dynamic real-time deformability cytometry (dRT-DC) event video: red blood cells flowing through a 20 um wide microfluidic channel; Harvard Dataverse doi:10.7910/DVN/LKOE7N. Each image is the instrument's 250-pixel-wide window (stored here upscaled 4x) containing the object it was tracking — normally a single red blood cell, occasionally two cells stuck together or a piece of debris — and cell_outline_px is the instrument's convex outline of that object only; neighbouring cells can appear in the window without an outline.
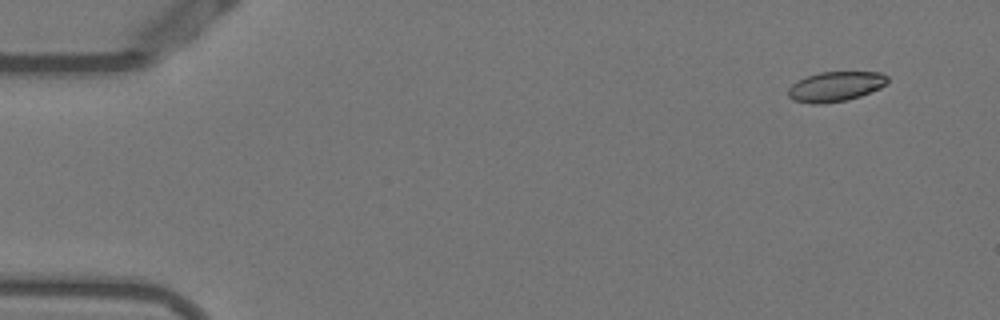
{"species": "Egyptian fruit bat (a non-hibernating species)", "species_latin": "Rousettus aegyptiacus", "temperature_condition": "warm", "stored_images_in_passage": 49, "camera_frame_rate_fps": 3000, "um_per_image_px": 0.085, "animal": {"sex": "female"}, "frame": {"image": 1, "passage_image": 1, "time_ms": 0.0, "image_size_px": [1000, 320], "cell_outline_px": [[888, 80], [880, 88], [860, 96], [848, 100], [820, 104], [812, 104], [792, 100], [788, 96], [788, 88], [792, 84], [808, 76], [820, 72], [880, 72], [888, 76]], "centroid_in_image_um": [71.01, 7.36], "position_along_channel_um": 14.0, "area_um2": 17.22}}
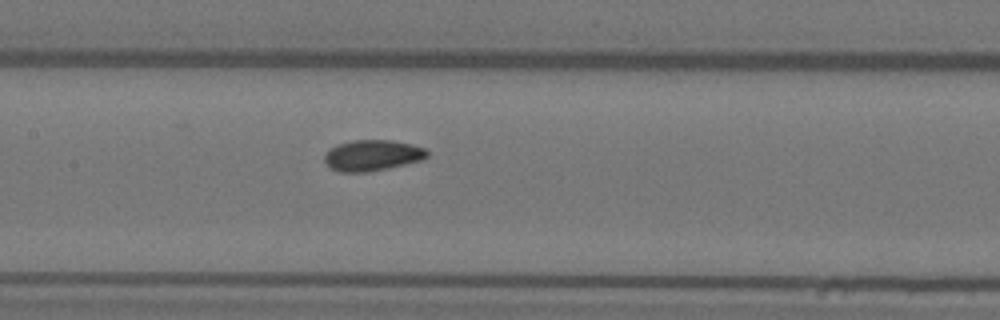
{"frame": {"image": 2, "passage_image": 23, "time_ms": 7.333, "image_size_px": [1000, 320], "cell_outline_px": [[428, 156], [420, 160], [404, 164], [364, 172], [340, 172], [332, 168], [324, 160], [324, 156], [332, 148], [340, 144], [352, 140], [392, 140], [412, 144], [424, 148], [428, 152]], "centroid_in_image_um": [31.66, 13.19], "position_along_channel_um": 175.7, "area_um2": 18.03}}
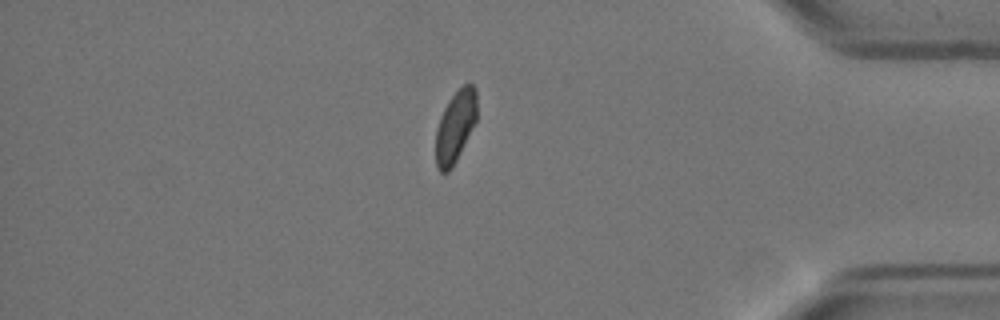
{"frame": {"image": 3, "passage_image": 43, "time_ms": 14.0, "image_size_px": [1000, 320], "cell_outline_px": [[476, 120], [452, 168], [448, 172], [440, 172], [436, 168], [436, 128], [440, 116], [448, 100], [464, 84], [472, 84], [476, 88]], "centroid_in_image_um": [38.68, 10.76], "position_along_channel_um": 396.5, "area_um2": 16.99}}